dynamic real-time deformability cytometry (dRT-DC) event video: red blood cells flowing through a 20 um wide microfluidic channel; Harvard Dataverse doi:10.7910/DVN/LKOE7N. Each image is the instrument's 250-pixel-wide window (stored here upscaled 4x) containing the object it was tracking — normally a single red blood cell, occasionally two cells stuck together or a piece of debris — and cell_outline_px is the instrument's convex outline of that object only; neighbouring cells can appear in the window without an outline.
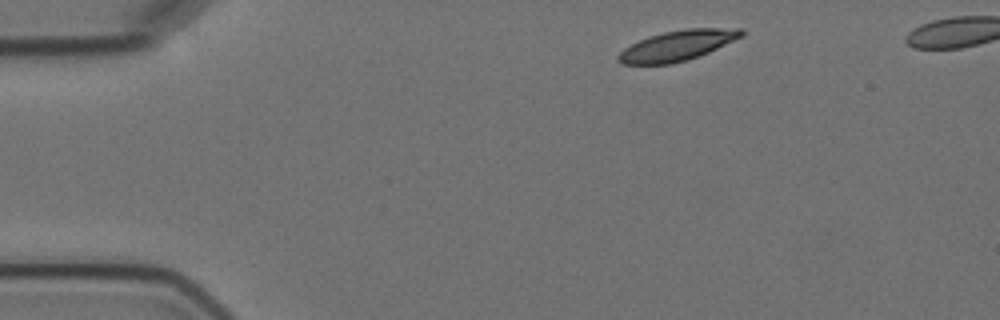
{"species": "Egyptian fruit bat (a non-hibernating species)", "species_latin": "Rousettus aegyptiacus", "temperature_condition": "cold", "stored_images_in_passage": 4, "camera_frame_rate_fps": 3000, "um_per_image_px": 0.085, "animal": {"sex": "female"}, "frame": {"image": 1, "passage_image": 1, "time_ms": 0.0, "image_size_px": [1000, 320], "cell_outline_px": [[744, 36], [700, 56], [688, 60], [672, 64], [620, 64], [616, 60], [616, 56], [624, 48], [648, 36], [664, 32], [688, 28], [744, 28]], "centroid_in_image_um": [57.59, 3.88], "position_along_channel_um": 27.4, "area_um2": 21.91}}